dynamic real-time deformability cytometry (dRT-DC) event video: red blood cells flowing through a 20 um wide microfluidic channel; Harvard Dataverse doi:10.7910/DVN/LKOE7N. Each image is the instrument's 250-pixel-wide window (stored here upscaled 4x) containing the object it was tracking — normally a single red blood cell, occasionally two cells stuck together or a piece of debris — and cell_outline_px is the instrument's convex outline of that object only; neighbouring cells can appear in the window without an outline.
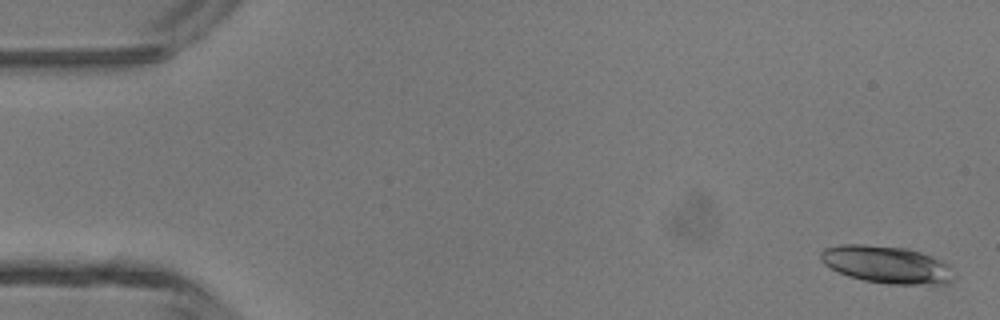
{"species": "common noctule bat (a hibernating species)", "species_latin": "Nyctalus noctula", "temperature_condition": "room temperature", "stored_images_in_passage": 5, "camera_frame_rate_fps": 3000, "um_per_image_px": 0.085, "animal": {"sex": "male", "body_mass_g": 13.3}, "frame": {"image": 1, "passage_image": 1, "time_ms": 0.0, "image_size_px": [1000, 320], "cell_outline_px": [[956, 276], [948, 284], [888, 284], [864, 280], [848, 276], [824, 264], [820, 260], [820, 252], [824, 248], [840, 244], [864, 244], [908, 248], [944, 260], [952, 264]], "centroid_in_image_um": [75.44, 22.48], "position_along_channel_um": 9.6, "area_um2": 29.54}}
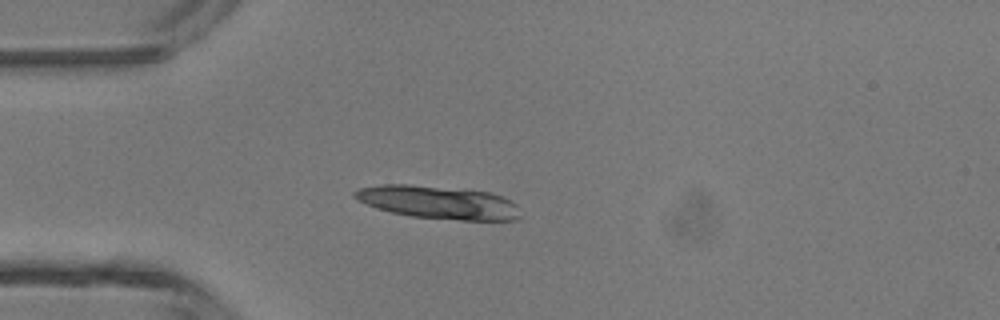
{"frame": {"image": 2, "passage_image": 4, "time_ms": 1.0, "image_size_px": [1000, 320], "cell_outline_px": [[520, 216], [516, 220], [460, 220], [412, 216], [392, 212], [376, 208], [352, 196], [352, 192], [360, 188], [380, 184], [408, 184], [488, 192], [500, 196], [516, 204]], "centroid_in_image_um": [37.23, 17.2], "position_along_channel_um": 47.8, "area_um2": 31.39}}